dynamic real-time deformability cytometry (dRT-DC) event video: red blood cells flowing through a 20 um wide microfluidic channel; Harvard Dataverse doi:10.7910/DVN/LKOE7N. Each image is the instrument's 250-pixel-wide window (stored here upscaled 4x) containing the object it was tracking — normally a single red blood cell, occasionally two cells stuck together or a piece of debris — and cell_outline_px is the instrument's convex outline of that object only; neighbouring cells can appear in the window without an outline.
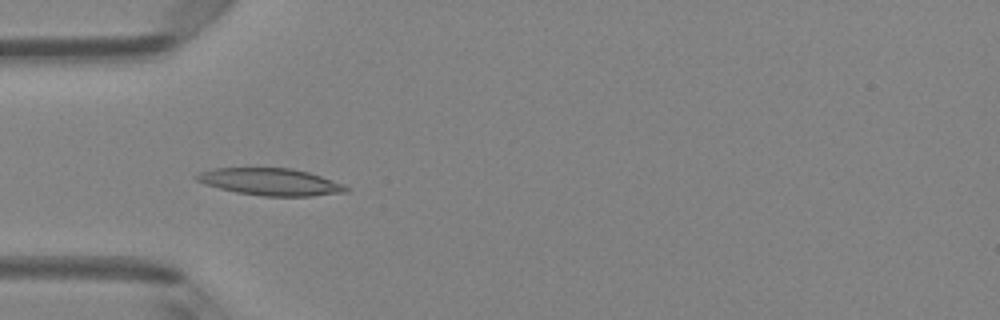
{"species": "Egyptian fruit bat (a non-hibernating species)", "species_latin": "Rousettus aegyptiacus", "temperature_condition": "room temperature", "stored_images_in_passage": 8, "camera_frame_rate_fps": 3000, "um_per_image_px": 0.085, "animal": {"sex": "female"}, "frame": {"image": 1, "passage_image": 4, "time_ms": 1.0, "image_size_px": [1000, 320], "cell_outline_px": [[352, 188], [348, 192], [312, 196], [264, 196], [236, 192], [204, 184], [196, 180], [192, 176], [200, 172], [212, 168], [292, 168], [308, 172], [344, 184]], "centroid_in_image_um": [23.0, 15.46], "position_along_channel_um": 62.0, "area_um2": 23.7}}
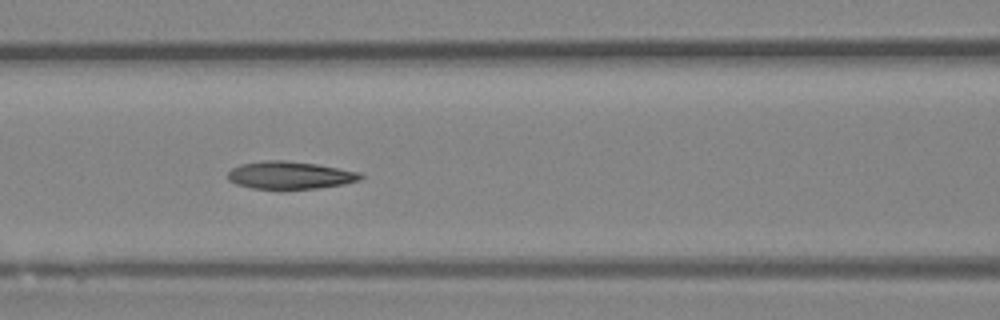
{"frame": {"image": 2, "passage_image": 6, "time_ms": 1.667, "image_size_px": [1000, 320], "cell_outline_px": [[364, 176], [360, 180], [344, 184], [316, 188], [252, 188], [236, 184], [228, 180], [228, 172], [232, 168], [240, 164], [264, 160], [284, 160], [316, 164], [360, 172]], "centroid_in_image_um": [24.64, 14.88], "position_along_channel_um": 142.0, "area_um2": 21.15}}
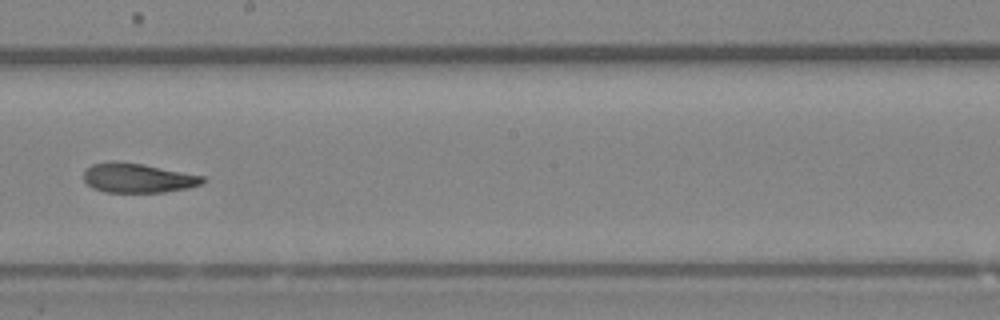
{"frame": {"image": 3, "passage_image": 8, "time_ms": 2.333, "image_size_px": [1000, 320], "cell_outline_px": [[208, 180], [200, 184], [188, 188], [164, 192], [104, 192], [92, 188], [84, 180], [84, 172], [92, 164], [116, 160], [144, 164], [204, 176]], "centroid_in_image_um": [11.72, 15.12], "position_along_channel_um": 236.5, "area_um2": 20.52}}